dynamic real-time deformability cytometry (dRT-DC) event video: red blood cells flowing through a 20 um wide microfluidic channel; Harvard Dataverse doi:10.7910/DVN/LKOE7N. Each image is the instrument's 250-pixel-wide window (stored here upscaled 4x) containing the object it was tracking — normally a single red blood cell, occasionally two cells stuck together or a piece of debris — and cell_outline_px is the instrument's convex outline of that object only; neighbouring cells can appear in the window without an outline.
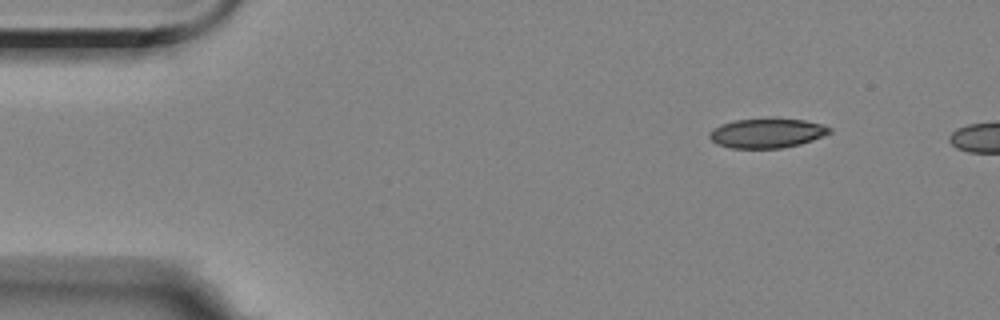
{"species": "Egyptian fruit bat (a non-hibernating species)", "species_latin": "Rousettus aegyptiacus", "temperature_condition": "room temperature", "stored_images_in_passage": 5, "camera_frame_rate_fps": 3000, "um_per_image_px": 0.085, "animal": {"sex": "female"}, "frame": {"image": 1, "passage_image": 1, "time_ms": 0.0, "image_size_px": [1000, 320], "cell_outline_px": [[832, 132], [812, 140], [800, 144], [780, 148], [732, 148], [716, 144], [708, 136], [708, 132], [712, 128], [720, 124], [736, 120], [772, 116], [804, 120], [820, 124], [832, 128]], "centroid_in_image_um": [65.16, 11.28], "position_along_channel_um": 19.8, "area_um2": 21.21}}